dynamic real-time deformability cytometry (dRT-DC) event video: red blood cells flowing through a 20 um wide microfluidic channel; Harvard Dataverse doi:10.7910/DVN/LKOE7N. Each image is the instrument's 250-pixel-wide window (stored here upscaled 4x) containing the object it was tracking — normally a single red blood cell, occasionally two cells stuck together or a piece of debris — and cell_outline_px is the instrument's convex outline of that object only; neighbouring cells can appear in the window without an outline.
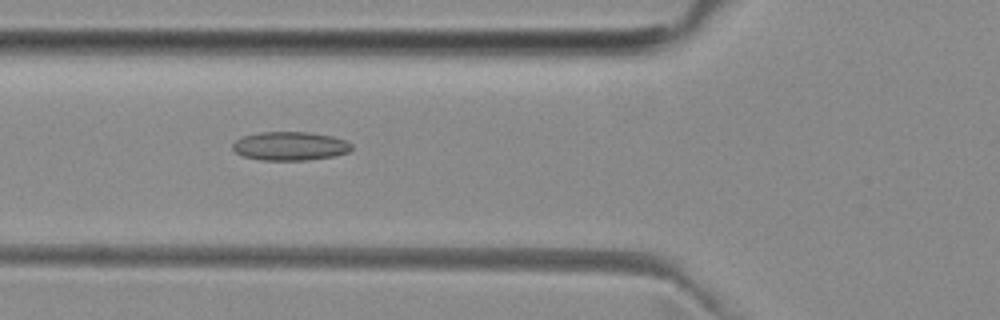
{"species": "common noctule bat (a hibernating species)", "species_latin": "Nyctalus noctula", "temperature_condition": "room temperature", "stored_images_in_passage": 52, "camera_frame_rate_fps": 3000, "um_per_image_px": 0.085, "animal": {"sex": "female", "body_mass_g": 29.2, "forearm_length_mm": 56.3}, "frame": {"image": 1, "passage_image": 19, "time_ms": 6.0, "image_size_px": [1000, 320], "cell_outline_px": [[352, 148], [348, 152], [332, 156], [308, 160], [260, 160], [244, 156], [236, 152], [232, 148], [232, 144], [236, 140], [244, 136], [260, 132], [308, 132], [332, 136], [344, 140], [352, 144]], "centroid_in_image_um": [24.65, 12.41], "position_along_channel_um": 101.2, "area_um2": 19.77}}
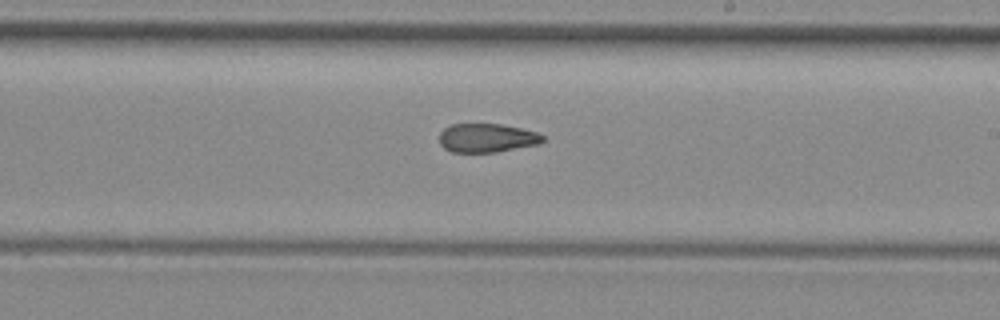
{"frame": {"image": 2, "passage_image": 30, "time_ms": 9.667, "image_size_px": [1000, 320], "cell_outline_px": [[544, 140], [540, 144], [496, 152], [452, 152], [444, 148], [440, 144], [440, 132], [444, 128], [452, 124], [500, 124], [520, 128], [536, 132], [544, 136]], "centroid_in_image_um": [41.39, 11.73], "position_along_channel_um": 247.6, "area_um2": 17.34}}
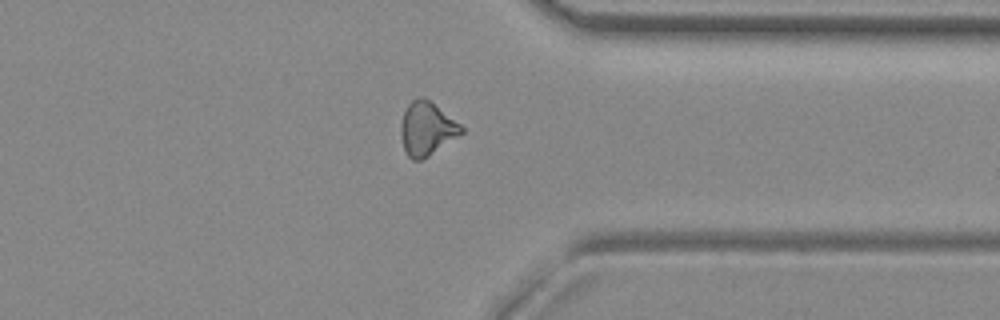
{"frame": {"image": 3, "passage_image": 40, "time_ms": 13.0, "image_size_px": [1000, 320], "cell_outline_px": [[464, 132], [428, 156], [420, 160], [412, 160], [408, 156], [404, 148], [400, 136], [400, 124], [404, 112], [408, 104], [412, 100], [420, 96], [424, 96], [460, 124], [464, 128]], "centroid_in_image_um": [36.25, 10.93], "position_along_channel_um": 375.1, "area_um2": 18.73}, "authors_computed_cell_mechanics": {"area_um2": 18.9295, "velocity_mm_per_s": 3.9887, "shape_relaxation_time_tau1_ms": null, "shape_relaxation_time_tau2_ms": 3.33, "deformation_change_tau1": null, "deformation_change_tau2": 0.0976}}